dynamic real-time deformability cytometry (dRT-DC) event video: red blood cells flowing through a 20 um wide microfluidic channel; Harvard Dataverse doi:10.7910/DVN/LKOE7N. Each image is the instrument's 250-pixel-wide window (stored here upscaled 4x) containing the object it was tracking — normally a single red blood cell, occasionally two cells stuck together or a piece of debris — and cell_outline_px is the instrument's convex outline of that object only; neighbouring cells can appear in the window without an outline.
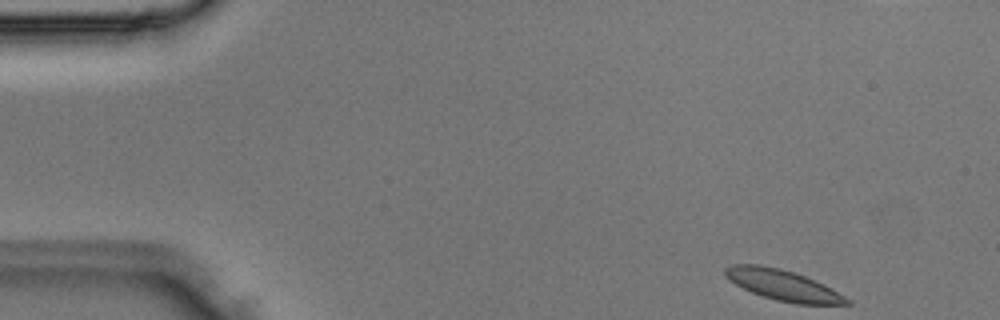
{"species": "Egyptian fruit bat (a non-hibernating species)", "species_latin": "Rousettus aegyptiacus", "temperature_condition": "room temperature", "stored_images_in_passage": 4, "segment_of_instrument_passage": [2, 2], "camera_frame_rate_fps": 3000, "um_per_image_px": 0.085, "animal": {"sex": "male"}, "frame": {"image": 1, "passage_image": 4, "time_ms": 1.0, "image_size_px": [1000, 320], "cell_outline_px": [[852, 304], [796, 304], [776, 300], [752, 292], [728, 280], [724, 276], [724, 268], [732, 264], [760, 264], [780, 268], [796, 272], [824, 284], [852, 300]], "centroid_in_image_um": [66.55, 24.22], "position_along_channel_um": 18.4, "area_um2": 21.85}}